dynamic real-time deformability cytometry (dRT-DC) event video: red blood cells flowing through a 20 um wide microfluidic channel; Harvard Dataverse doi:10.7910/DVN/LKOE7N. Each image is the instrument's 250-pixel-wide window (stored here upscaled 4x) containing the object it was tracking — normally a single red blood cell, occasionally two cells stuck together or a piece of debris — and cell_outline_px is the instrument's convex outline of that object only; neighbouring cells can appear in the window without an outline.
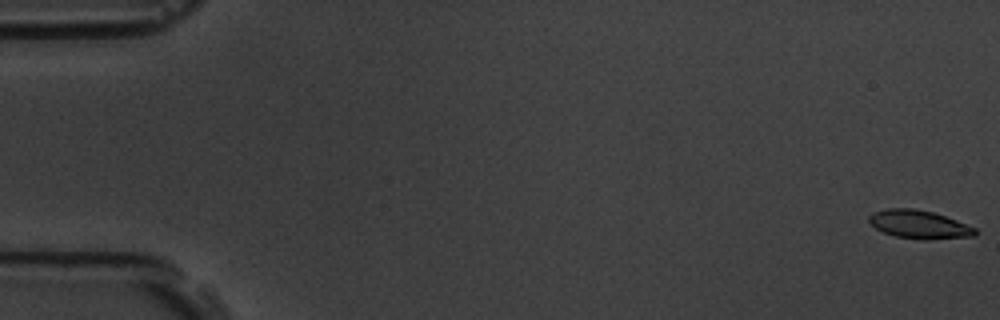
{"species": "common noctule bat (a hibernating species)", "species_latin": "Nyctalus noctula", "temperature_condition": "room temperature", "stored_images_in_passage": 7, "camera_frame_rate_fps": 3000, "um_per_image_px": 0.085, "animal": {"sex": "male", "body_mass_g": 19.5, "forearm_length_mm": 54.6}, "frame": {"image": 1, "passage_image": 1, "time_ms": 0.0, "image_size_px": [1000, 320], "cell_outline_px": [[976, 236], [928, 240], [924, 240], [896, 236], [884, 232], [876, 228], [868, 220], [868, 216], [872, 212], [888, 208], [912, 208], [932, 212], [956, 220], [976, 228]], "centroid_in_image_um": [78.13, 19.08], "position_along_channel_um": 6.9, "area_um2": 17.46}}
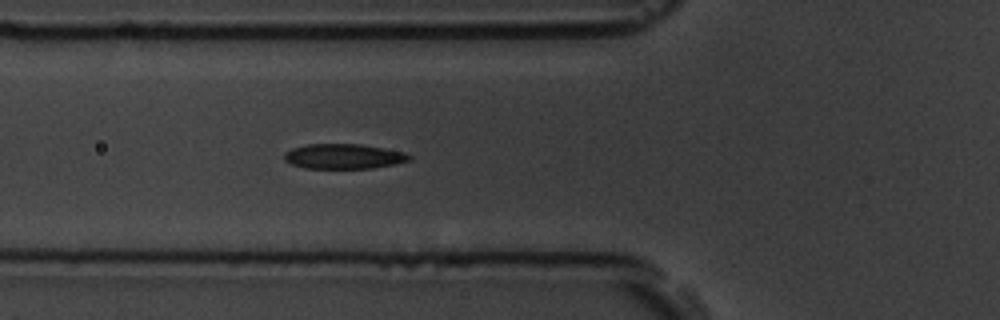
{"frame": {"image": 2, "passage_image": 7, "time_ms": 6.667, "image_size_px": [1000, 320], "cell_outline_px": [[412, 160], [396, 164], [372, 168], [304, 168], [292, 164], [284, 160], [284, 152], [292, 148], [308, 144], [360, 144], [384, 148], [404, 152], [412, 156]], "centroid_in_image_um": [29.23, 13.29], "position_along_channel_um": 96.6, "area_um2": 18.26}}